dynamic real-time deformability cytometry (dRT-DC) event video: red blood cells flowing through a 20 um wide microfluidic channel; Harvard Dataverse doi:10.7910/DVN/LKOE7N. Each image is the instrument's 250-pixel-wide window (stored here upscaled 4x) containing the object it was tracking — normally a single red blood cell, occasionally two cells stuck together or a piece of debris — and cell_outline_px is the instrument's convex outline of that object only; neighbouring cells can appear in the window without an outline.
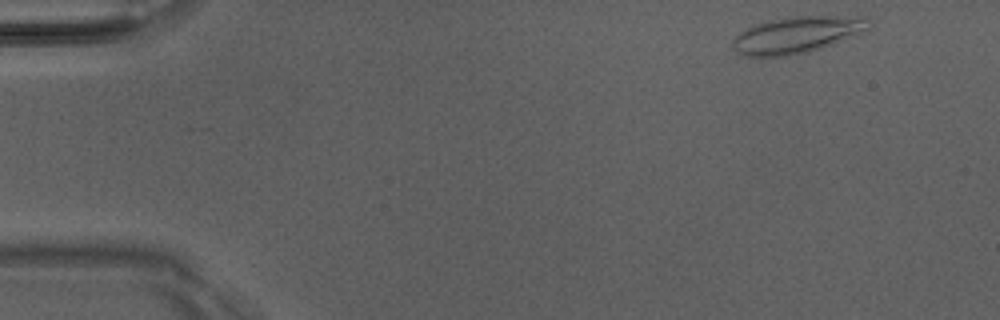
{"species": "Egyptian fruit bat (a non-hibernating species)", "species_latin": "Rousettus aegyptiacus", "temperature_condition": "room temperature", "stored_images_in_passage": 48, "camera_frame_rate_fps": 3000, "um_per_image_px": 0.085, "animal": {"sex": "male"}, "frame": {"image": 1, "passage_image": 2, "time_ms": 0.333, "image_size_px": [1000, 320], "cell_outline_px": [[872, 32], [808, 52], [788, 56], [744, 56], [736, 52], [732, 48], [732, 40], [740, 32], [756, 24], [772, 20], [796, 16], [868, 16], [872, 20]], "centroid_in_image_um": [67.91, 2.95], "position_along_channel_um": 17.1, "area_um2": 29.77}}
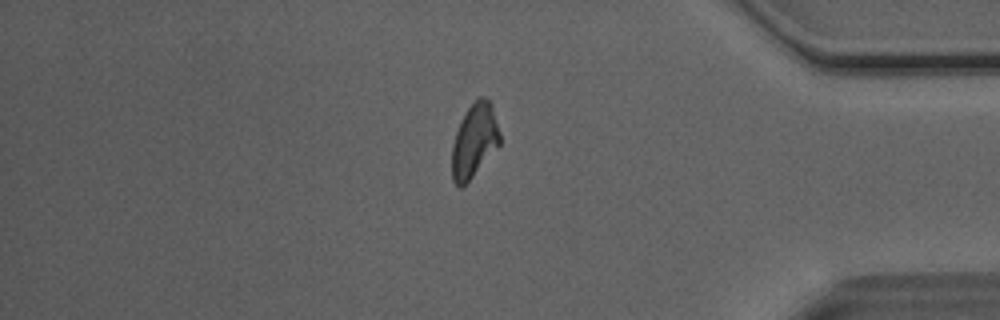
{"frame": {"image": 2, "passage_image": 40, "time_ms": 13.0, "image_size_px": [1000, 320], "cell_outline_px": [[500, 144], [472, 176], [460, 188], [452, 180], [452, 144], [460, 120], [464, 112], [480, 96], [484, 96], [492, 104], [500, 132]], "centroid_in_image_um": [40.31, 11.92], "position_along_channel_um": 394.9, "area_um2": 20.4}}
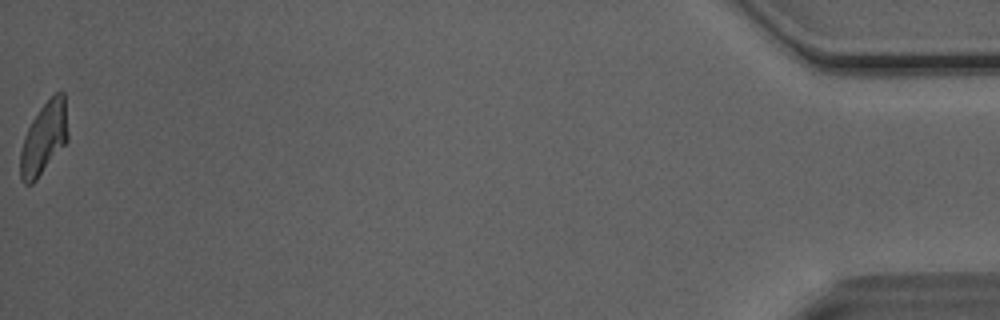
{"frame": {"image": 3, "passage_image": 48, "time_ms": 15.667, "image_size_px": [1000, 320], "cell_outline_px": [[68, 140], [36, 180], [32, 184], [24, 184], [20, 180], [20, 152], [24, 136], [32, 120], [40, 108], [56, 92], [64, 92], [68, 132]], "centroid_in_image_um": [3.72, 11.77], "position_along_channel_um": 431.5, "area_um2": 19.88}, "authors_computed_cell_mechanics": {"area_um2": 21.2415, "velocity_mm_per_s": 4.0693, "shape_relaxation_time_tau1_ms": 10.8821, "shape_relaxation_time_tau2_ms": 3.2633, "deformation_change_tau1": 0.2751, "deformation_change_tau2": 0.1217}}